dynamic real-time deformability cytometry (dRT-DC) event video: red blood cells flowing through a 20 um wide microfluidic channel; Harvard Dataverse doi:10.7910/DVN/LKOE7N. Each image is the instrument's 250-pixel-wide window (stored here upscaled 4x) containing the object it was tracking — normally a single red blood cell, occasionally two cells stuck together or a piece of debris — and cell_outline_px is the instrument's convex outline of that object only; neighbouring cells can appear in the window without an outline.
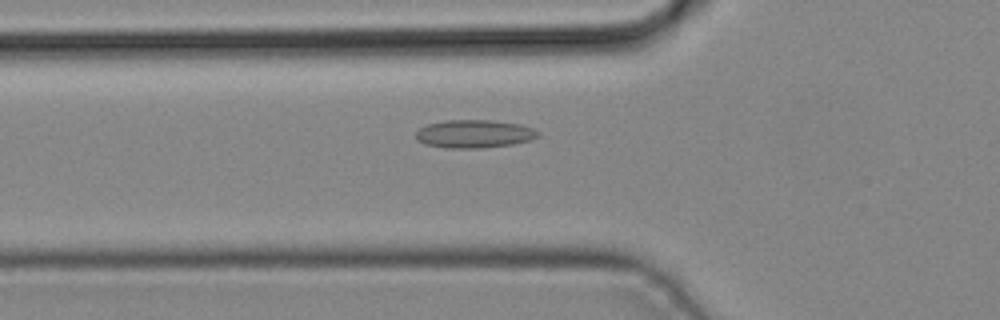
{"species": "common noctule bat (a hibernating species)", "species_latin": "Nyctalus noctula", "temperature_condition": "cold", "stored_images_in_passage": 35, "camera_frame_rate_fps": 3000, "um_per_image_px": 0.085, "animal": {"sex": "male", "body_mass_g": 19.2, "forearm_length_mm": 51.8}, "frame": {"image": 1, "passage_image": 5, "time_ms": 1.333, "image_size_px": [1000, 320], "cell_outline_px": [[540, 136], [532, 140], [512, 144], [480, 148], [448, 148], [424, 144], [416, 140], [416, 132], [420, 128], [428, 124], [444, 120], [492, 120], [520, 124], [532, 128], [540, 132]], "centroid_in_image_um": [40.32, 11.38], "position_along_channel_um": 85.5, "area_um2": 20.11}}
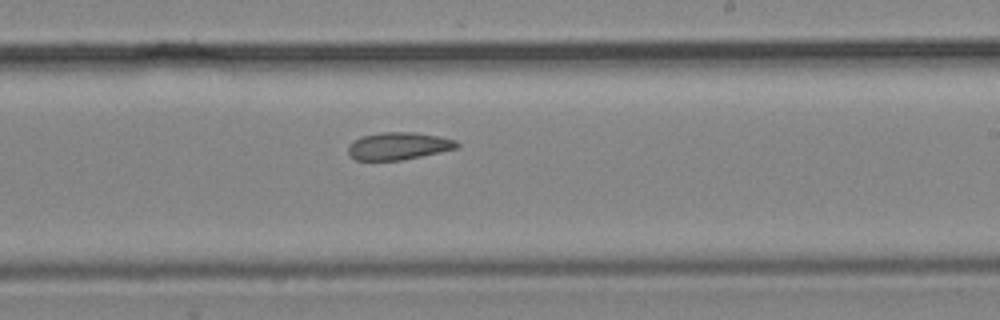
{"frame": {"image": 2, "passage_image": 16, "time_ms": 5.0, "image_size_px": [1000, 320], "cell_outline_px": [[460, 144], [456, 148], [440, 152], [400, 160], [356, 160], [348, 156], [348, 144], [360, 136], [380, 132], [416, 132], [440, 136], [456, 140]], "centroid_in_image_um": [33.84, 12.4], "position_along_channel_um": 255.2, "area_um2": 17.51}}
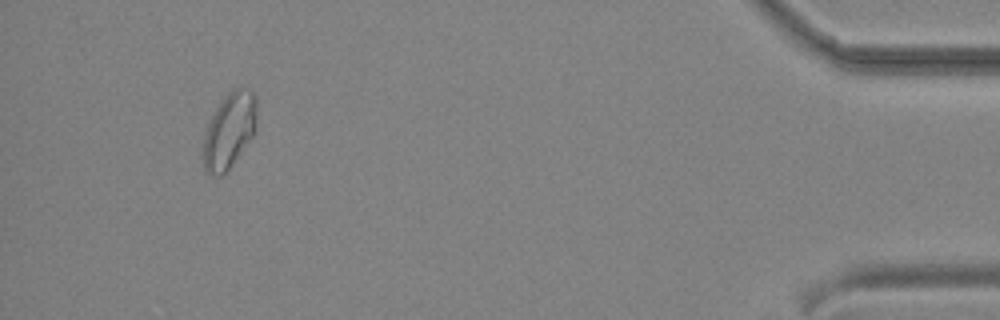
{"frame": {"image": 3, "passage_image": 31, "time_ms": 10.0, "image_size_px": [1000, 320], "cell_outline_px": [[256, 128], [252, 136], [228, 172], [220, 176], [216, 176], [204, 172], [204, 132], [216, 108], [224, 96], [232, 88], [240, 84], [248, 88], [256, 96]], "centroid_in_image_um": [19.5, 11.07], "position_along_channel_um": 415.7, "area_um2": 23.87}}